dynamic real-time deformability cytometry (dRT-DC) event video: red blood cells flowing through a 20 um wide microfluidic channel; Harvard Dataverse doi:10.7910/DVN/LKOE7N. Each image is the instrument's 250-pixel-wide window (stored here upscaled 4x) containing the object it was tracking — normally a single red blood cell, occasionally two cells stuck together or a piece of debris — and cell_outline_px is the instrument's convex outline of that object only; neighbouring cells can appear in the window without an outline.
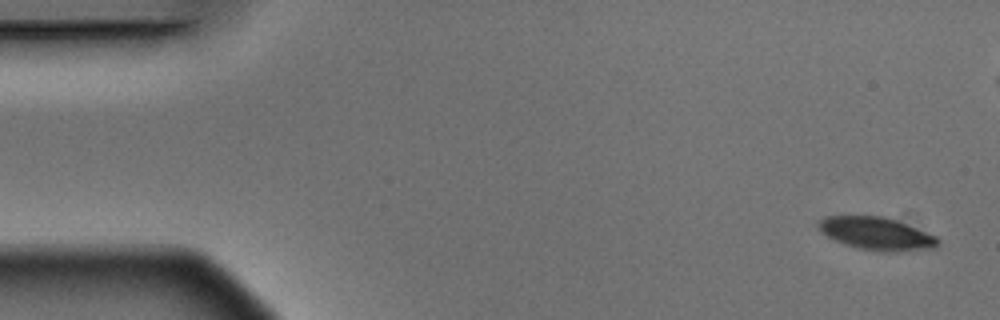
{"species": "Egyptian fruit bat (a non-hibernating species)", "species_latin": "Rousettus aegyptiacus", "temperature_condition": "warm", "stored_images_in_passage": 6, "camera_frame_rate_fps": 3000, "um_per_image_px": 0.085, "animal": {"sex": "male"}, "frame": {"image": 1, "passage_image": 1, "time_ms": 0.0, "image_size_px": [1000, 320], "cell_outline_px": [[940, 240], [936, 248], [896, 252], [880, 252], [860, 248], [844, 244], [820, 232], [816, 224], [824, 216], [884, 216], [896, 220], [936, 236]], "centroid_in_image_um": [74.5, 19.86], "position_along_channel_um": 10.5, "area_um2": 22.83}}